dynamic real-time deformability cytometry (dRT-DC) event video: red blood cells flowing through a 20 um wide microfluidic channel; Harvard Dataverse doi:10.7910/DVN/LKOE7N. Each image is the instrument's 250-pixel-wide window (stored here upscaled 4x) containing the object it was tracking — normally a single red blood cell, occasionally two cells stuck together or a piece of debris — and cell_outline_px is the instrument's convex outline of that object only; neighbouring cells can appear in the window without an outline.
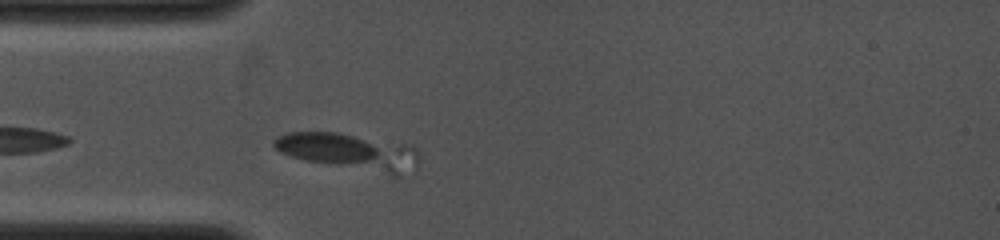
{"species": "common noctule bat (a hibernating species)", "species_latin": "Nyctalus noctula", "temperature_condition": "cold", "stored_images_in_passage": 10, "camera_frame_rate_fps": 4000, "um_per_image_px": 0.085, "animal": {"sex": "female", "body_mass_g": 19.0, "forearm_length_mm": 53.3}, "frame": {"image": 1, "passage_image": 1, "time_ms": 0.0, "image_size_px": [1000, 240], "cell_outline_px": [[420, 156], [416, 168], [400, 176], [392, 176], [308, 160], [292, 156], [280, 152], [272, 144], [272, 140], [288, 132], [336, 132], [412, 144], [420, 152]], "centroid_in_image_um": [29.81, 12.88], "position_along_channel_um": 55.2, "area_um2": 31.04}}